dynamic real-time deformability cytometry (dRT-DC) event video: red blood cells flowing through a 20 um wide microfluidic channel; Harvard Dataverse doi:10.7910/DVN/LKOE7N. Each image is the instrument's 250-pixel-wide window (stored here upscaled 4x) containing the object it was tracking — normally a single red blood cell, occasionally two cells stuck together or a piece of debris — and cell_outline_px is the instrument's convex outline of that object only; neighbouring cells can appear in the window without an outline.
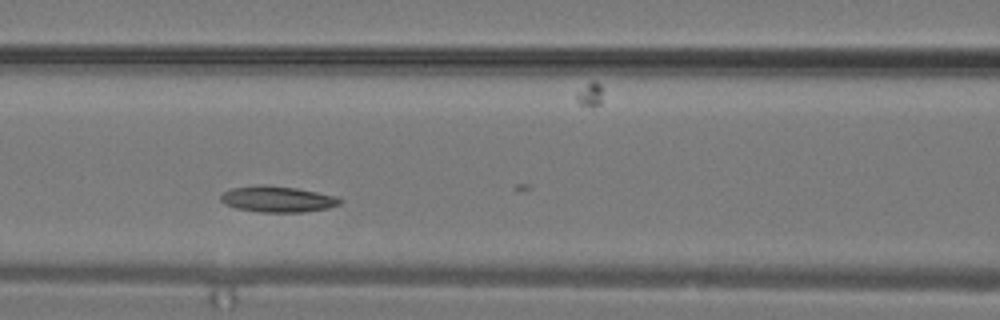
{"species": "common noctule bat (a hibernating species)", "species_latin": "Nyctalus noctula", "temperature_condition": "warm", "stored_images_in_passage": 14, "camera_frame_rate_fps": 3000, "um_per_image_px": 0.085, "animal": {"sex": "male", "body_mass_g": 19.2, "forearm_length_mm": 51.8}, "frame": {"image": 1, "passage_image": 5, "time_ms": 1.333, "image_size_px": [1000, 320], "cell_outline_px": [[344, 200], [340, 204], [328, 208], [304, 212], [260, 212], [236, 208], [224, 204], [220, 200], [220, 196], [224, 192], [232, 188], [256, 184], [260, 184], [296, 188], [336, 196]], "centroid_in_image_um": [23.58, 16.92], "position_along_channel_um": 143.0, "area_um2": 18.15}}
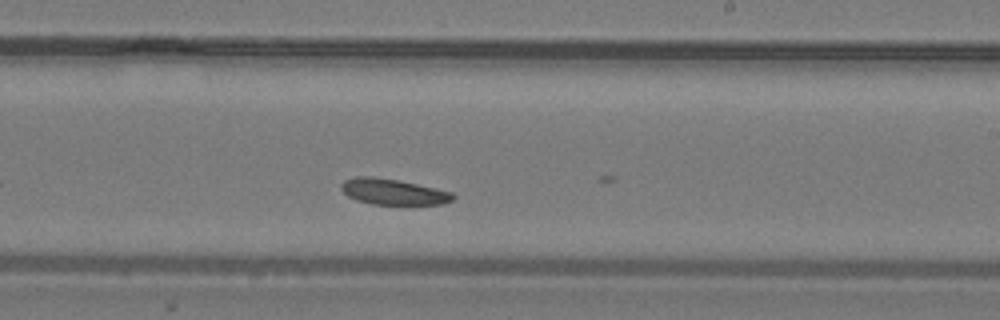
{"frame": {"image": 2, "passage_image": 10, "time_ms": 3.0, "image_size_px": [1000, 320], "cell_outline_px": [[456, 196], [452, 200], [440, 204], [372, 204], [356, 200], [348, 196], [340, 188], [340, 184], [344, 180], [356, 176], [372, 176], [396, 180], [416, 184], [452, 192]], "centroid_in_image_um": [33.37, 16.3], "position_along_channel_um": 255.6, "area_um2": 16.65}}
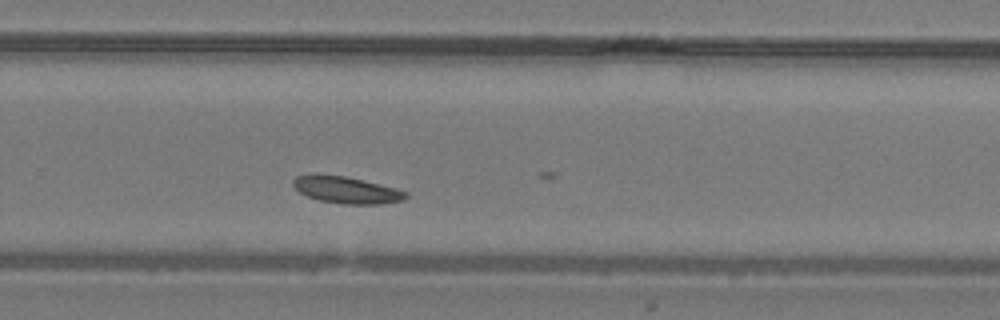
{"frame": {"image": 3, "passage_image": 12, "time_ms": 3.667, "image_size_px": [1000, 320], "cell_outline_px": [[408, 196], [404, 200], [380, 204], [340, 204], [320, 200], [308, 196], [300, 192], [292, 184], [292, 180], [296, 176], [312, 172], [316, 172], [344, 176], [396, 188], [408, 192]], "centroid_in_image_um": [29.41, 16.12], "position_along_channel_um": 300.4, "area_um2": 17.86}}